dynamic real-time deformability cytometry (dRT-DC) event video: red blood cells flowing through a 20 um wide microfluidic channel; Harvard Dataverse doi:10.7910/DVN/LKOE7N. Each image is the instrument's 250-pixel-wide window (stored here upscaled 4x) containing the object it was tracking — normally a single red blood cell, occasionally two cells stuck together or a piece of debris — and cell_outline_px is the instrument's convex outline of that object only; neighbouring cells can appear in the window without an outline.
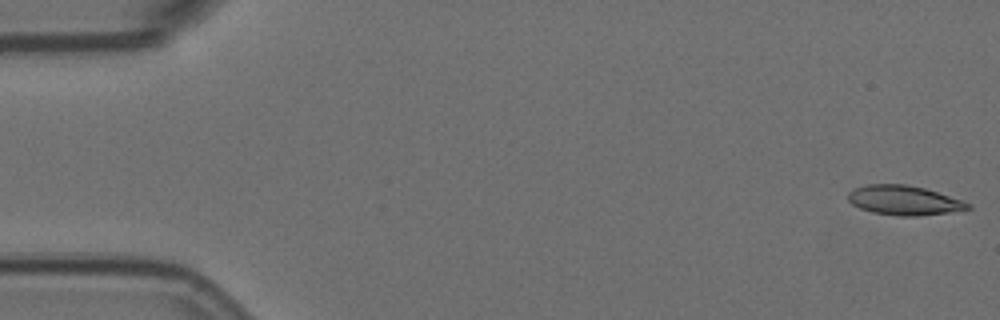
{"species": "Egyptian fruit bat (a non-hibernating species)", "species_latin": "Rousettus aegyptiacus", "temperature_condition": "room temperature", "stored_images_in_passage": 56, "camera_frame_rate_fps": 3000, "um_per_image_px": 0.085, "animal": {"sex": "female"}, "frame": {"image": 1, "passage_image": 1, "time_ms": 0.0, "image_size_px": [1000, 320], "cell_outline_px": [[972, 208], [948, 212], [916, 216], [896, 216], [872, 212], [860, 208], [852, 204], [848, 200], [848, 192], [852, 188], [868, 184], [904, 184], [924, 188], [964, 200], [972, 204]], "centroid_in_image_um": [76.83, 17.02], "position_along_channel_um": 8.2, "area_um2": 20.69}}
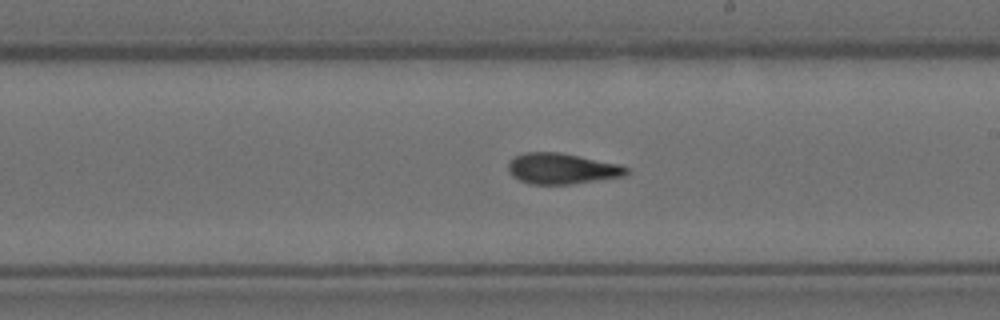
{"frame": {"image": 2, "passage_image": 32, "time_ms": 10.333, "image_size_px": [1000, 320], "cell_outline_px": [[632, 172], [624, 176], [572, 184], [528, 184], [512, 176], [508, 172], [508, 164], [516, 156], [524, 152], [560, 152], [620, 164], [628, 168]], "centroid_in_image_um": [47.78, 14.33], "position_along_channel_um": 241.2, "area_um2": 21.33}}
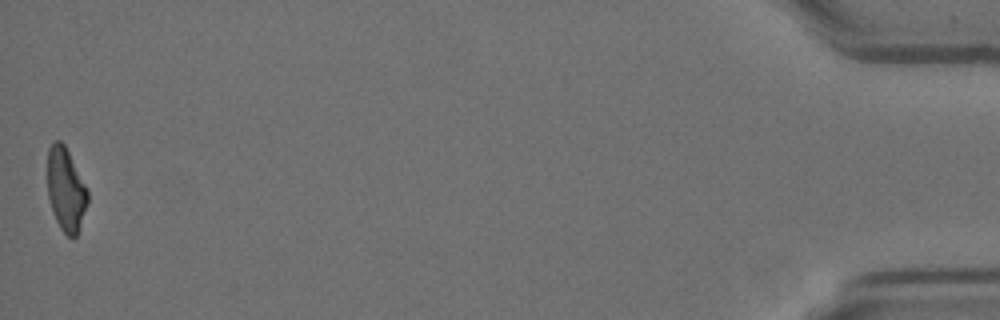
{"frame": {"image": 3, "passage_image": 56, "time_ms": 18.333, "image_size_px": [1000, 320], "cell_outline_px": [[88, 200], [76, 236], [72, 240], [60, 228], [52, 212], [48, 196], [48, 148], [52, 140], [60, 140], [64, 144], [88, 188]], "centroid_in_image_um": [5.59, 16.09], "position_along_channel_um": 429.6, "area_um2": 19.54}, "authors_computed_cell_mechanics": {"area_um2": 21.0392, "velocity_mm_per_s": 3.5757, "shape_relaxation_time_tau1_ms": null, "shape_relaxation_time_tau2_ms": 4.6882, "deformation_change_tau1": null, "deformation_change_tau2": 0.1307}}